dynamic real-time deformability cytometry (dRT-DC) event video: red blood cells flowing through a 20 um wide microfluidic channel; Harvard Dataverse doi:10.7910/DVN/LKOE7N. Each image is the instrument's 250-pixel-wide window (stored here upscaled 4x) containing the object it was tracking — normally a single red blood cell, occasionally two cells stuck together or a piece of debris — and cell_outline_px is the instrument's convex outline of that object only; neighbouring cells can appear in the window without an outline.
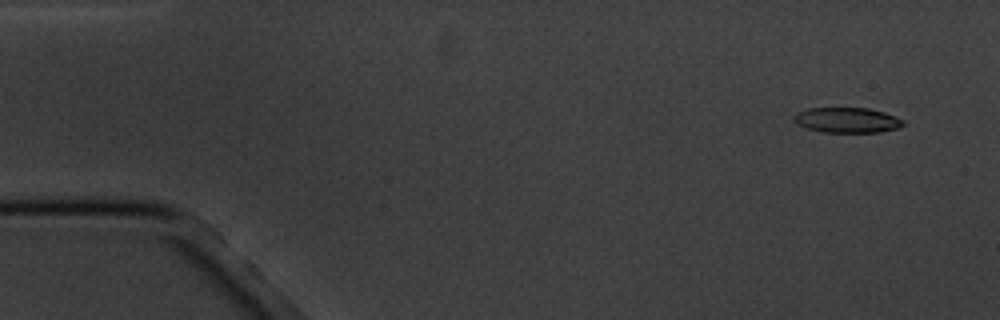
{"species": "common noctule bat (a hibernating species)", "species_latin": "Nyctalus noctula", "temperature_condition": "cold", "stored_images_in_passage": 4, "camera_frame_rate_fps": 3000, "um_per_image_px": 0.085, "animal": {"sex": "male", "body_mass_g": 20.1, "forearm_length_mm": 53.5}, "frame": {"image": 1, "passage_image": 1, "time_ms": 0.0, "image_size_px": [1000, 320], "cell_outline_px": [[904, 124], [896, 128], [880, 132], [824, 132], [808, 128], [792, 120], [792, 116], [796, 112], [808, 108], [868, 108], [884, 112], [904, 120]], "centroid_in_image_um": [71.98, 10.2], "position_along_channel_um": 13.0, "area_um2": 15.95}}
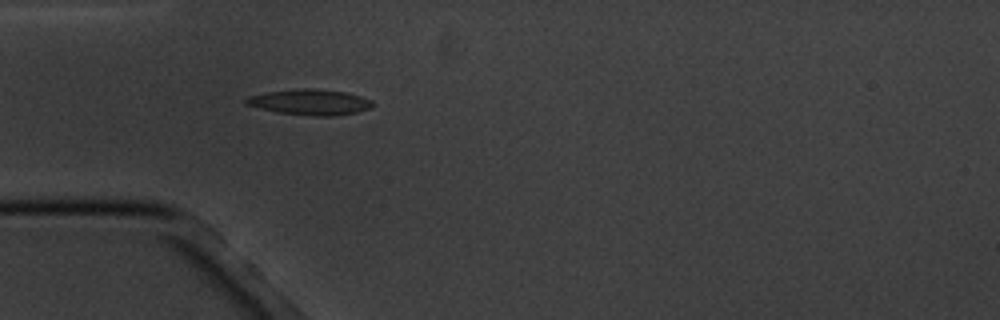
{"frame": {"image": 2, "passage_image": 4, "time_ms": 4.333, "image_size_px": [1000, 320], "cell_outline_px": [[376, 104], [372, 108], [356, 112], [336, 116], [316, 116], [280, 112], [260, 108], [244, 104], [244, 100], [248, 96], [268, 92], [300, 88], [312, 88], [344, 92], [360, 96], [372, 100]], "centroid_in_image_um": [26.39, 8.68], "position_along_channel_um": 58.6, "area_um2": 18.84}}